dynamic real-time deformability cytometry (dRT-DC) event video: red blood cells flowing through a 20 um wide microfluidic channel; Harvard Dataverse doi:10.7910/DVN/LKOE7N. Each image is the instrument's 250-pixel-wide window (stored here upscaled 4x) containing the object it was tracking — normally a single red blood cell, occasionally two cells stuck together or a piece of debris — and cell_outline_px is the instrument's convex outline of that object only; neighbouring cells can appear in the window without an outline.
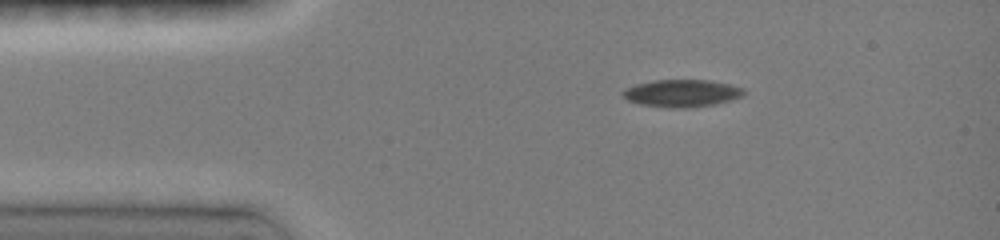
{"species": "common noctule bat (a hibernating species)", "species_latin": "Nyctalus noctula", "temperature_condition": "room temperature", "stored_images_in_passage": 43, "camera_frame_rate_fps": 3000, "um_per_image_px": 0.085, "animal": {"sex": "female", "body_mass_g": 19.0, "forearm_length_mm": 51.5}, "frame": {"image": 1, "passage_image": 1, "time_ms": 0.0, "image_size_px": [1000, 240], "cell_outline_px": [[744, 92], [740, 96], [732, 100], [716, 104], [688, 108], [680, 108], [640, 104], [628, 100], [620, 92], [624, 88], [636, 84], [652, 80], [708, 80], [728, 84], [744, 88]], "centroid_in_image_um": [57.93, 7.92], "position_along_channel_um": 27.1, "area_um2": 19.19}}
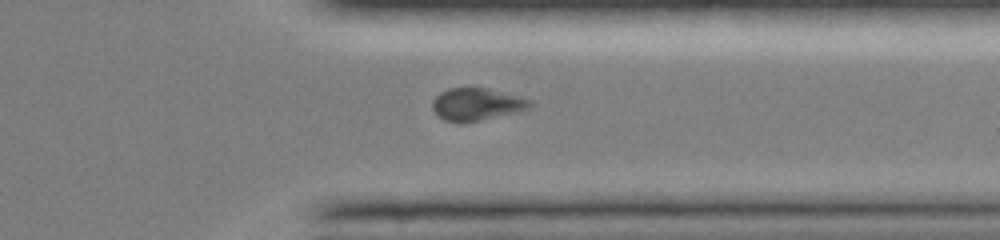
{"frame": {"image": 2, "passage_image": 27, "time_ms": 9.667, "image_size_px": [1000, 240], "cell_outline_px": [[536, 104], [532, 108], [476, 120], [444, 120], [436, 116], [432, 108], [432, 100], [440, 92], [448, 88], [488, 88], [520, 96], [532, 100]], "centroid_in_image_um": [40.54, 8.82], "position_along_channel_um": 370.9, "area_um2": 18.09}}
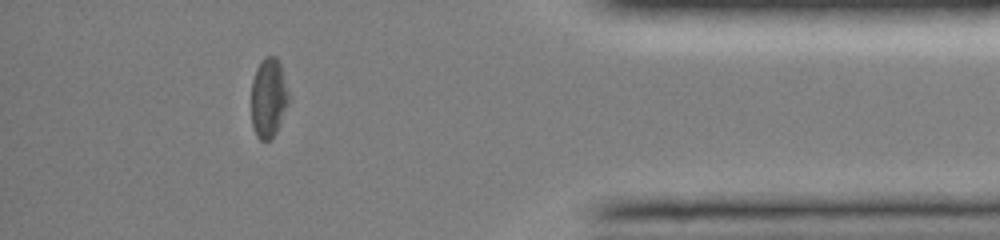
{"frame": {"image": 3, "passage_image": 34, "time_ms": 11.333, "image_size_px": [1000, 240], "cell_outline_px": [[288, 104], [276, 132], [268, 140], [260, 140], [256, 136], [252, 124], [252, 80], [256, 68], [260, 60], [264, 56], [276, 56], [280, 64], [288, 92]], "centroid_in_image_um": [22.81, 8.29], "position_along_channel_um": 412.4, "area_um2": 17.17}, "authors_computed_cell_mechanics": {"area_um2": 18.9006, "velocity_mm_per_s": 4.0329, "shape_relaxation_time_tau1_ms": 6.5523, "shape_relaxation_time_tau2_ms": null, "deformation_change_tau1": 0.1449, "deformation_change_tau2": null}}